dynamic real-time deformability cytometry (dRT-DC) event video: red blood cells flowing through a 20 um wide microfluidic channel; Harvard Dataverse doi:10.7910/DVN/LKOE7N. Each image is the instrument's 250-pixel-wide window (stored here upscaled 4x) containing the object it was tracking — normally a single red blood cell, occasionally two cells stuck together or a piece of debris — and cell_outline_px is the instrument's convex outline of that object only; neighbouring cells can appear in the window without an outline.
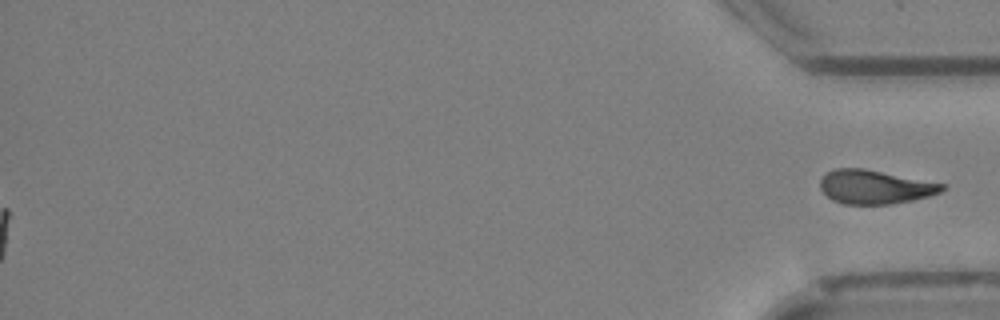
{"species": "Egyptian fruit bat (a non-hibernating species)", "species_latin": "Rousettus aegyptiacus", "temperature_condition": "cold", "stored_images_in_passage": 52, "segment_of_instrument_passage": [2, 2], "camera_frame_rate_fps": 3000, "um_per_image_px": 0.085, "animal": {"sex": "female"}, "frame": {"image": 1, "passage_image": 52, "time_ms": 17.0, "image_size_px": [1000, 320], "cell_outline_px": [[944, 188], [940, 192], [928, 196], [892, 204], [844, 204], [832, 200], [820, 188], [820, 180], [828, 172], [836, 168], [864, 168], [944, 184]], "centroid_in_image_um": [74.33, 15.89], "position_along_channel_um": 360.9, "area_um2": 23.7}}